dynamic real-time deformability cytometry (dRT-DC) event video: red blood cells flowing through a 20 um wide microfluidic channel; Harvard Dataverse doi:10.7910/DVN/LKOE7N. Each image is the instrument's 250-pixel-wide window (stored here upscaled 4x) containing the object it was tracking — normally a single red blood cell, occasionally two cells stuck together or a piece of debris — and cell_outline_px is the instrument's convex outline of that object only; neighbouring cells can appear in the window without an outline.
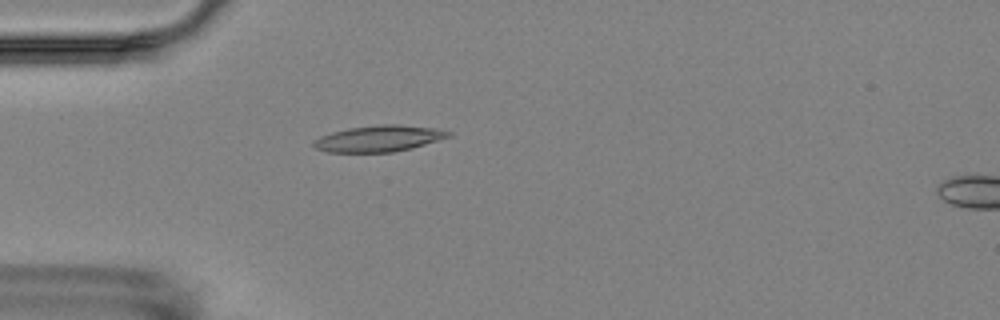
{"species": "Egyptian fruit bat (a non-hibernating species)", "species_latin": "Rousettus aegyptiacus", "temperature_condition": "room temperature", "stored_images_in_passage": 2, "camera_frame_rate_fps": 3000, "um_per_image_px": 0.085, "animal": {"sex": "female"}, "frame": {"image": 1, "passage_image": 1, "time_ms": 0.0, "image_size_px": [1000, 320], "cell_outline_px": [[452, 136], [412, 148], [392, 152], [328, 152], [316, 148], [312, 144], [312, 140], [320, 136], [332, 132], [348, 128], [380, 124], [400, 124], [432, 128], [452, 132]], "centroid_in_image_um": [32.19, 11.77], "position_along_channel_um": 52.8, "area_um2": 20.63}}